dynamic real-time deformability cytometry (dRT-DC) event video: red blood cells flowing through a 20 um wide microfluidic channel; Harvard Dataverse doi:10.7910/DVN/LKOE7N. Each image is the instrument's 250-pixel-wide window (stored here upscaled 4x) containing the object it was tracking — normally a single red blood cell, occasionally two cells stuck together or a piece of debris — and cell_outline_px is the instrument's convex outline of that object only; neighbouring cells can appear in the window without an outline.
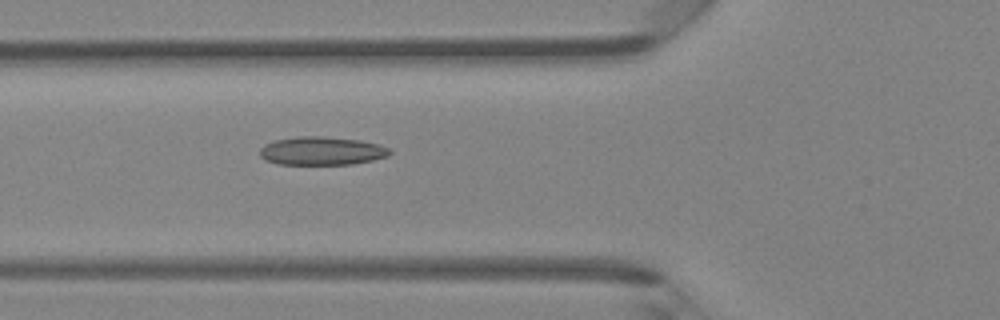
{"species": "Egyptian fruit bat (a non-hibernating species)", "species_latin": "Rousettus aegyptiacus", "temperature_condition": "room temperature", "stored_images_in_passage": 5, "camera_frame_rate_fps": 3000, "um_per_image_px": 0.085, "animal": {"sex": "female"}, "frame": {"image": 1, "passage_image": 5, "time_ms": 1.333, "image_size_px": [1000, 320], "cell_outline_px": [[392, 152], [388, 156], [372, 160], [352, 164], [276, 164], [264, 160], [260, 156], [260, 148], [264, 144], [272, 140], [296, 136], [324, 136], [360, 140], [376, 144], [388, 148]], "centroid_in_image_um": [27.29, 12.82], "position_along_channel_um": 98.5, "area_um2": 21.62}}